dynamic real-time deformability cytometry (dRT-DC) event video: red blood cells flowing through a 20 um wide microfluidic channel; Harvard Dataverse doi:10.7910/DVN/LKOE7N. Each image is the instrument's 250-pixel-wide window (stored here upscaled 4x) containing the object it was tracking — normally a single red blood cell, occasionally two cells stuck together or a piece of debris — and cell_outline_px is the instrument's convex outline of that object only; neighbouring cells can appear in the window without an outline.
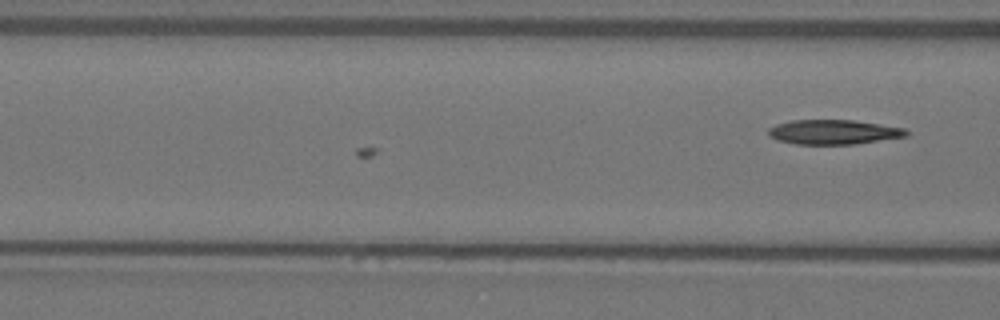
{"species": "Egyptian fruit bat (a non-hibernating species)", "species_latin": "Rousettus aegyptiacus", "temperature_condition": "warm", "stored_images_in_passage": 15, "camera_frame_rate_fps": 3000, "um_per_image_px": 0.085, "animal": {"sex": "female"}, "frame": {"image": 1, "passage_image": 15, "time_ms": 4.667, "image_size_px": [1000, 320], "cell_outline_px": [[908, 136], [852, 144], [796, 144], [776, 140], [768, 136], [768, 128], [776, 124], [792, 120], [852, 120], [880, 124], [904, 128], [908, 132]], "centroid_in_image_um": [70.81, 11.22], "position_along_channel_um": 95.8, "area_um2": 19.71}}